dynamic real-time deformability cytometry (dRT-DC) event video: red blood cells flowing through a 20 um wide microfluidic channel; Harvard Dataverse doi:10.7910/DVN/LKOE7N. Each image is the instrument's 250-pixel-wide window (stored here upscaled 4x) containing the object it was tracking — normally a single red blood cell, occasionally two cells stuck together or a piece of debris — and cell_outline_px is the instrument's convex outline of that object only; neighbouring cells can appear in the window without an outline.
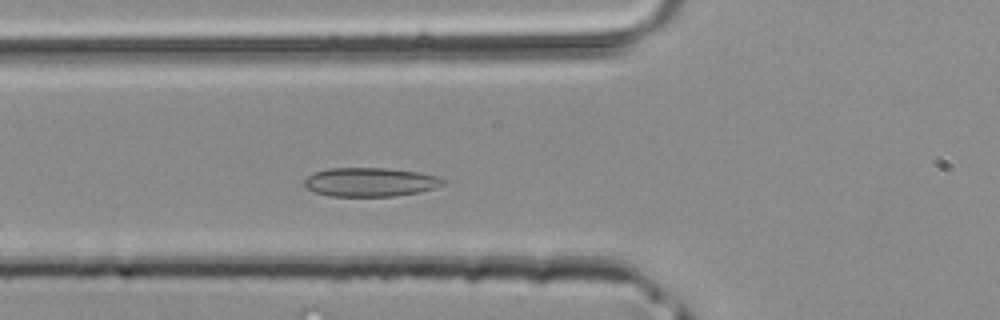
{"species": "common noctule bat (a hibernating species)", "species_latin": "Nyctalus noctula", "temperature_condition": "room temperature", "stored_images_in_passage": 39, "camera_frame_rate_fps": 3000, "um_per_image_px": 0.085, "animal": {"sex": "male", "body_mass_g": 20.4}, "frame": {"image": 1, "passage_image": 11, "time_ms": 3.333, "image_size_px": [1000, 320], "cell_outline_px": [[448, 180], [444, 184], [436, 188], [420, 192], [396, 196], [328, 196], [304, 188], [304, 180], [308, 176], [316, 172], [328, 168], [388, 168], [416, 172], [440, 176]], "centroid_in_image_um": [31.51, 15.48], "position_along_channel_um": 94.3, "area_um2": 23.58}}
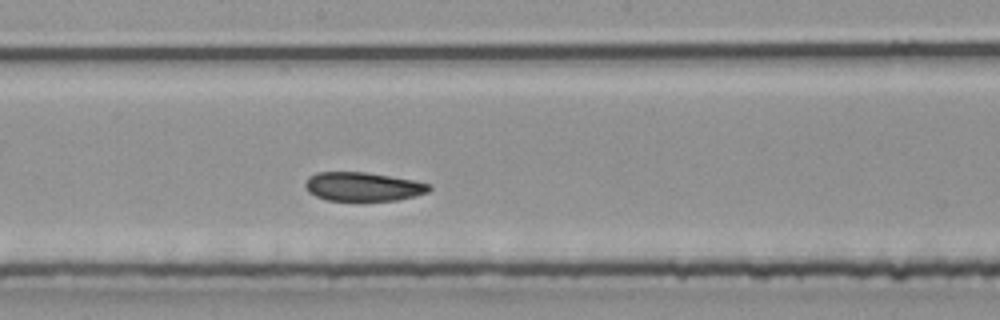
{"frame": {"image": 2, "passage_image": 19, "time_ms": 6.0, "image_size_px": [1000, 320], "cell_outline_px": [[432, 188], [428, 192], [396, 200], [328, 200], [316, 196], [308, 192], [304, 184], [308, 176], [316, 172], [368, 172], [416, 180], [428, 184]], "centroid_in_image_um": [30.83, 15.84], "position_along_channel_um": 217.4, "area_um2": 20.81}}
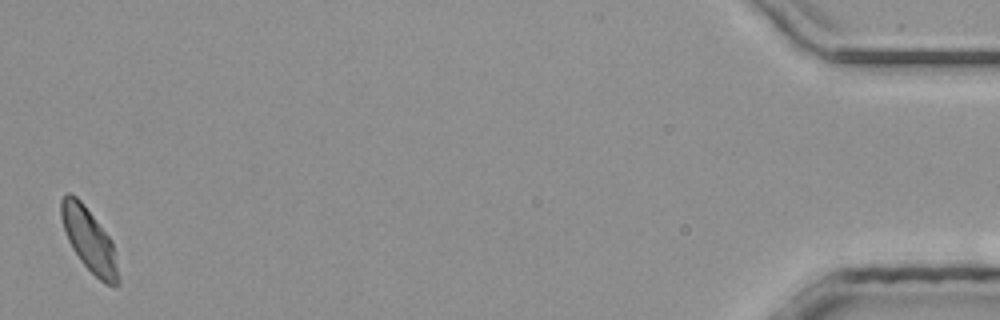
{"frame": {"image": 3, "passage_image": 39, "time_ms": 12.667, "image_size_px": [1000, 320], "cell_outline_px": [[120, 284], [104, 284], [80, 260], [72, 248], [68, 240], [60, 216], [60, 200], [68, 192], [76, 196], [84, 204], [112, 240], [120, 276]], "centroid_in_image_um": [7.58, 20.39], "position_along_channel_um": 427.6, "area_um2": 20.98}}